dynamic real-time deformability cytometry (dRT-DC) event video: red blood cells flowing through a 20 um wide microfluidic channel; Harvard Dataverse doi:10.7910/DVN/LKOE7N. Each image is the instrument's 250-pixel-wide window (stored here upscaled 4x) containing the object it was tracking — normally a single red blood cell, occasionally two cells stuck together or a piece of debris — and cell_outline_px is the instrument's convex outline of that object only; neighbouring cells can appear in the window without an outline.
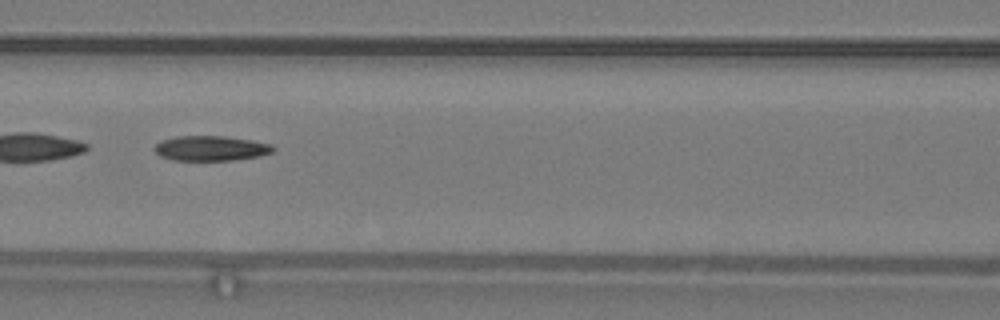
{"species": "common noctule bat (a hibernating species)", "species_latin": "Nyctalus noctula", "temperature_condition": "warm", "stored_images_in_passage": 52, "segment_of_instrument_passage": [2, 2], "camera_frame_rate_fps": 3000, "um_per_image_px": 0.085, "animal": {"sex": "male", "body_mass_g": 19.2, "forearm_length_mm": 51.8}, "frame": {"image": 1, "passage_image": 24, "time_ms": 7.667, "image_size_px": [1000, 320], "cell_outline_px": [[276, 148], [272, 152], [260, 156], [232, 160], [172, 160], [160, 156], [152, 148], [156, 144], [164, 140], [176, 136], [224, 136], [252, 140], [272, 144]], "centroid_in_image_um": [17.94, 12.6], "position_along_channel_um": 148.7, "area_um2": 17.28}}